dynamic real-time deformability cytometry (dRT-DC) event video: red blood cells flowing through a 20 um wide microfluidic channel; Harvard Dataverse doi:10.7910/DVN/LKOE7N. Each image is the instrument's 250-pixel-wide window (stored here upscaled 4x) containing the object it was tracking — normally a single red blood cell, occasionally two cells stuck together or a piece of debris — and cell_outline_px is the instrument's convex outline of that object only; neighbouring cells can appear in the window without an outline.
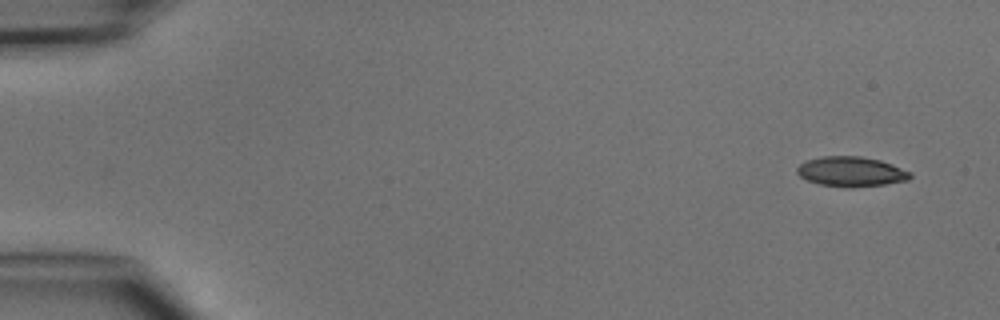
{"species": "common noctule bat (a hibernating species)", "species_latin": "Nyctalus noctula", "temperature_condition": "cold", "stored_images_in_passage": 5, "camera_frame_rate_fps": 3000, "um_per_image_px": 0.085, "animal": {"sex": "male", "body_mass_g": 15.6}, "frame": {"image": 1, "passage_image": 1, "time_ms": 0.0, "image_size_px": [1000, 320], "cell_outline_px": [[912, 176], [908, 180], [884, 184], [852, 188], [848, 188], [820, 184], [808, 180], [800, 176], [796, 172], [796, 168], [800, 164], [808, 160], [820, 156], [860, 156], [880, 160], [892, 164], [912, 172]], "centroid_in_image_um": [72.36, 14.59], "position_along_channel_um": 12.6, "area_um2": 19.77}}
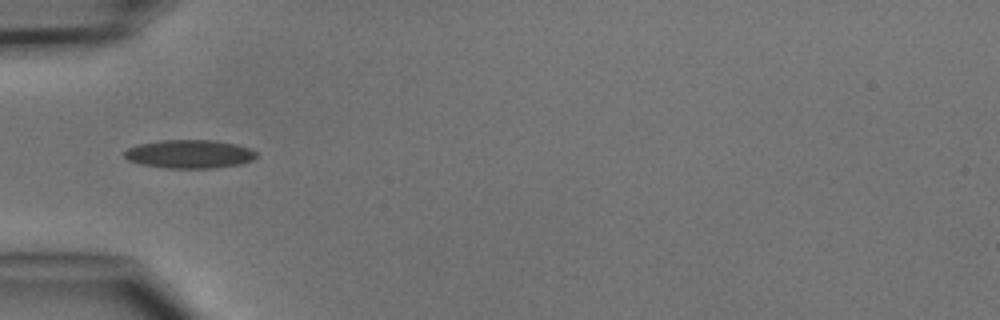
{"frame": {"image": 2, "passage_image": 4, "time_ms": 4.333, "image_size_px": [1000, 320], "cell_outline_px": [[256, 156], [252, 160], [240, 164], [212, 168], [164, 168], [140, 164], [128, 160], [124, 156], [124, 152], [128, 148], [140, 144], [160, 140], [216, 140], [236, 144], [248, 148], [256, 152]], "centroid_in_image_um": [16.09, 13.09], "position_along_channel_um": 68.9, "area_um2": 21.85}}